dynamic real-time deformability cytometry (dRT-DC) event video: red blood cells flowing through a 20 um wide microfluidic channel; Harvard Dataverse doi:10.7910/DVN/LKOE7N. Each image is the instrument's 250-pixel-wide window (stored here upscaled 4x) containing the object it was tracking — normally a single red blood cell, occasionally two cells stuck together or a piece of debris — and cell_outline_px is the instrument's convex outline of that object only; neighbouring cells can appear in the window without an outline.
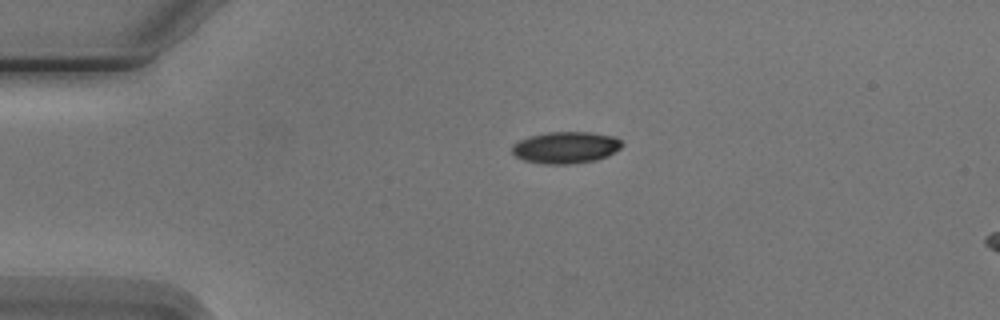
{"species": "Egyptian fruit bat (a non-hibernating species)", "species_latin": "Rousettus aegyptiacus", "temperature_condition": "cold", "stored_images_in_passage": 3, "segment_of_instrument_passage": [1, 2], "camera_frame_rate_fps": 3000, "um_per_image_px": 0.085, "animal": {"sex": "male"}, "frame": {"image": 1, "passage_image": 1, "time_ms": 0.0, "image_size_px": [1000, 320], "cell_outline_px": [[624, 144], [620, 148], [608, 156], [596, 160], [568, 164], [544, 164], [524, 160], [516, 156], [512, 152], [512, 144], [528, 136], [548, 132], [592, 132], [616, 136]], "centroid_in_image_um": [48.11, 12.53], "position_along_channel_um": 36.9, "area_um2": 20.46}}